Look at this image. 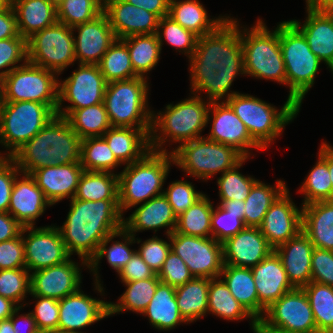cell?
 Returning <instances> with one entry per match:
<instances>
[{"label": "cell", "instance_id": "obj_1", "mask_svg": "<svg viewBox=\"0 0 333 333\" xmlns=\"http://www.w3.org/2000/svg\"><path fill=\"white\" fill-rule=\"evenodd\" d=\"M237 19L228 17L213 33L199 37L189 58L191 94L206 92L208 102H226L233 80L244 75L241 29ZM199 92V93H198ZM226 99H225V97Z\"/></svg>", "mask_w": 333, "mask_h": 333}, {"label": "cell", "instance_id": "obj_2", "mask_svg": "<svg viewBox=\"0 0 333 333\" xmlns=\"http://www.w3.org/2000/svg\"><path fill=\"white\" fill-rule=\"evenodd\" d=\"M70 210L62 227H57L70 255L76 253L86 265L96 255L100 243L123 227L119 200H70Z\"/></svg>", "mask_w": 333, "mask_h": 333}, {"label": "cell", "instance_id": "obj_3", "mask_svg": "<svg viewBox=\"0 0 333 333\" xmlns=\"http://www.w3.org/2000/svg\"><path fill=\"white\" fill-rule=\"evenodd\" d=\"M82 139L65 117L55 115L31 140L11 157L22 173L80 162Z\"/></svg>", "mask_w": 333, "mask_h": 333}, {"label": "cell", "instance_id": "obj_4", "mask_svg": "<svg viewBox=\"0 0 333 333\" xmlns=\"http://www.w3.org/2000/svg\"><path fill=\"white\" fill-rule=\"evenodd\" d=\"M165 108L164 112L159 111L156 115L153 112L151 150L167 152L162 146L168 142V138L171 142L182 144L203 137L200 133L209 123L210 102L203 100L202 96L194 95L175 105L168 104Z\"/></svg>", "mask_w": 333, "mask_h": 333}, {"label": "cell", "instance_id": "obj_5", "mask_svg": "<svg viewBox=\"0 0 333 333\" xmlns=\"http://www.w3.org/2000/svg\"><path fill=\"white\" fill-rule=\"evenodd\" d=\"M174 164L171 152L150 150L141 160L125 165L118 173L119 209L123 211L160 196L162 186Z\"/></svg>", "mask_w": 333, "mask_h": 333}, {"label": "cell", "instance_id": "obj_6", "mask_svg": "<svg viewBox=\"0 0 333 333\" xmlns=\"http://www.w3.org/2000/svg\"><path fill=\"white\" fill-rule=\"evenodd\" d=\"M245 124L251 138L264 150L283 132L300 108L288 98L279 111L273 105L249 94H233L226 101Z\"/></svg>", "mask_w": 333, "mask_h": 333}, {"label": "cell", "instance_id": "obj_7", "mask_svg": "<svg viewBox=\"0 0 333 333\" xmlns=\"http://www.w3.org/2000/svg\"><path fill=\"white\" fill-rule=\"evenodd\" d=\"M241 42L245 75L286 85V71L280 48V24L271 32L258 19L250 29L241 30Z\"/></svg>", "mask_w": 333, "mask_h": 333}, {"label": "cell", "instance_id": "obj_8", "mask_svg": "<svg viewBox=\"0 0 333 333\" xmlns=\"http://www.w3.org/2000/svg\"><path fill=\"white\" fill-rule=\"evenodd\" d=\"M280 48L290 98L299 108L318 72L319 58L310 50L303 33L289 20L280 22Z\"/></svg>", "mask_w": 333, "mask_h": 333}, {"label": "cell", "instance_id": "obj_9", "mask_svg": "<svg viewBox=\"0 0 333 333\" xmlns=\"http://www.w3.org/2000/svg\"><path fill=\"white\" fill-rule=\"evenodd\" d=\"M147 78L107 83L103 103L112 127L151 128Z\"/></svg>", "mask_w": 333, "mask_h": 333}, {"label": "cell", "instance_id": "obj_10", "mask_svg": "<svg viewBox=\"0 0 333 333\" xmlns=\"http://www.w3.org/2000/svg\"><path fill=\"white\" fill-rule=\"evenodd\" d=\"M171 153L174 164L186 174L205 181L218 172L223 174L234 168L245 158L234 147L205 137L184 142Z\"/></svg>", "mask_w": 333, "mask_h": 333}, {"label": "cell", "instance_id": "obj_11", "mask_svg": "<svg viewBox=\"0 0 333 333\" xmlns=\"http://www.w3.org/2000/svg\"><path fill=\"white\" fill-rule=\"evenodd\" d=\"M56 113L36 101L3 102L0 106V144L11 157L31 140Z\"/></svg>", "mask_w": 333, "mask_h": 333}, {"label": "cell", "instance_id": "obj_12", "mask_svg": "<svg viewBox=\"0 0 333 333\" xmlns=\"http://www.w3.org/2000/svg\"><path fill=\"white\" fill-rule=\"evenodd\" d=\"M57 74L24 62L3 79V102L36 101L48 105L55 113L58 107Z\"/></svg>", "mask_w": 333, "mask_h": 333}, {"label": "cell", "instance_id": "obj_13", "mask_svg": "<svg viewBox=\"0 0 333 333\" xmlns=\"http://www.w3.org/2000/svg\"><path fill=\"white\" fill-rule=\"evenodd\" d=\"M74 31L61 22L34 33L27 39L28 62L62 74L63 70L76 61Z\"/></svg>", "mask_w": 333, "mask_h": 333}, {"label": "cell", "instance_id": "obj_14", "mask_svg": "<svg viewBox=\"0 0 333 333\" xmlns=\"http://www.w3.org/2000/svg\"><path fill=\"white\" fill-rule=\"evenodd\" d=\"M174 251L187 265L193 277L218 278L222 272L223 244L212 237H198L174 231L167 237Z\"/></svg>", "mask_w": 333, "mask_h": 333}, {"label": "cell", "instance_id": "obj_15", "mask_svg": "<svg viewBox=\"0 0 333 333\" xmlns=\"http://www.w3.org/2000/svg\"><path fill=\"white\" fill-rule=\"evenodd\" d=\"M64 81H59L56 115L66 117L72 110L103 103L107 82L98 65L79 64ZM64 101L68 107L61 108Z\"/></svg>", "mask_w": 333, "mask_h": 333}, {"label": "cell", "instance_id": "obj_16", "mask_svg": "<svg viewBox=\"0 0 333 333\" xmlns=\"http://www.w3.org/2000/svg\"><path fill=\"white\" fill-rule=\"evenodd\" d=\"M257 328L317 333L314 314L303 288H294L276 300L258 321Z\"/></svg>", "mask_w": 333, "mask_h": 333}, {"label": "cell", "instance_id": "obj_17", "mask_svg": "<svg viewBox=\"0 0 333 333\" xmlns=\"http://www.w3.org/2000/svg\"><path fill=\"white\" fill-rule=\"evenodd\" d=\"M34 227H23L21 231L29 272L61 264L71 257L57 226Z\"/></svg>", "mask_w": 333, "mask_h": 333}, {"label": "cell", "instance_id": "obj_18", "mask_svg": "<svg viewBox=\"0 0 333 333\" xmlns=\"http://www.w3.org/2000/svg\"><path fill=\"white\" fill-rule=\"evenodd\" d=\"M212 117L210 118V116ZM213 118V119H212ZM212 119L208 140L234 147L245 158H249V149L263 150L250 136L245 124L235 114L227 102H212L207 121Z\"/></svg>", "mask_w": 333, "mask_h": 333}, {"label": "cell", "instance_id": "obj_19", "mask_svg": "<svg viewBox=\"0 0 333 333\" xmlns=\"http://www.w3.org/2000/svg\"><path fill=\"white\" fill-rule=\"evenodd\" d=\"M78 263L70 258L65 262L30 273V295L56 300L80 289L81 272Z\"/></svg>", "mask_w": 333, "mask_h": 333}, {"label": "cell", "instance_id": "obj_20", "mask_svg": "<svg viewBox=\"0 0 333 333\" xmlns=\"http://www.w3.org/2000/svg\"><path fill=\"white\" fill-rule=\"evenodd\" d=\"M287 188L270 206L259 227L275 249L302 230V208L296 207Z\"/></svg>", "mask_w": 333, "mask_h": 333}, {"label": "cell", "instance_id": "obj_21", "mask_svg": "<svg viewBox=\"0 0 333 333\" xmlns=\"http://www.w3.org/2000/svg\"><path fill=\"white\" fill-rule=\"evenodd\" d=\"M78 31L74 36L75 59L79 64L98 65L117 37L104 12L91 21L72 27Z\"/></svg>", "mask_w": 333, "mask_h": 333}, {"label": "cell", "instance_id": "obj_22", "mask_svg": "<svg viewBox=\"0 0 333 333\" xmlns=\"http://www.w3.org/2000/svg\"><path fill=\"white\" fill-rule=\"evenodd\" d=\"M258 294V321L265 311L285 293L294 289L275 251L251 267Z\"/></svg>", "mask_w": 333, "mask_h": 333}, {"label": "cell", "instance_id": "obj_23", "mask_svg": "<svg viewBox=\"0 0 333 333\" xmlns=\"http://www.w3.org/2000/svg\"><path fill=\"white\" fill-rule=\"evenodd\" d=\"M103 12L117 39L132 35L157 33L159 18L147 10L124 0H105Z\"/></svg>", "mask_w": 333, "mask_h": 333}, {"label": "cell", "instance_id": "obj_24", "mask_svg": "<svg viewBox=\"0 0 333 333\" xmlns=\"http://www.w3.org/2000/svg\"><path fill=\"white\" fill-rule=\"evenodd\" d=\"M108 316L109 302L96 300L79 289L59 300L58 330L79 332Z\"/></svg>", "mask_w": 333, "mask_h": 333}, {"label": "cell", "instance_id": "obj_25", "mask_svg": "<svg viewBox=\"0 0 333 333\" xmlns=\"http://www.w3.org/2000/svg\"><path fill=\"white\" fill-rule=\"evenodd\" d=\"M222 244L224 265L238 267L256 266L274 251L258 227H245Z\"/></svg>", "mask_w": 333, "mask_h": 333}, {"label": "cell", "instance_id": "obj_26", "mask_svg": "<svg viewBox=\"0 0 333 333\" xmlns=\"http://www.w3.org/2000/svg\"><path fill=\"white\" fill-rule=\"evenodd\" d=\"M21 175L22 179L18 176L15 178L8 213L23 227L35 226L34 221L52 204L30 174Z\"/></svg>", "mask_w": 333, "mask_h": 333}, {"label": "cell", "instance_id": "obj_27", "mask_svg": "<svg viewBox=\"0 0 333 333\" xmlns=\"http://www.w3.org/2000/svg\"><path fill=\"white\" fill-rule=\"evenodd\" d=\"M84 169L80 162L66 165L47 166L33 171L30 175L43 191L46 199L54 205L64 198L73 199Z\"/></svg>", "mask_w": 333, "mask_h": 333}, {"label": "cell", "instance_id": "obj_28", "mask_svg": "<svg viewBox=\"0 0 333 333\" xmlns=\"http://www.w3.org/2000/svg\"><path fill=\"white\" fill-rule=\"evenodd\" d=\"M307 9L304 24L290 20L305 36L310 50L333 73V10Z\"/></svg>", "mask_w": 333, "mask_h": 333}, {"label": "cell", "instance_id": "obj_29", "mask_svg": "<svg viewBox=\"0 0 333 333\" xmlns=\"http://www.w3.org/2000/svg\"><path fill=\"white\" fill-rule=\"evenodd\" d=\"M313 249V243L302 230L294 238L274 249L294 288H303L311 282Z\"/></svg>", "mask_w": 333, "mask_h": 333}, {"label": "cell", "instance_id": "obj_30", "mask_svg": "<svg viewBox=\"0 0 333 333\" xmlns=\"http://www.w3.org/2000/svg\"><path fill=\"white\" fill-rule=\"evenodd\" d=\"M177 225V217L173 212L168 199L164 194L151 198L142 203L126 219L123 218V227L127 232L135 236L136 232L154 230L167 227L166 235H171Z\"/></svg>", "mask_w": 333, "mask_h": 333}, {"label": "cell", "instance_id": "obj_31", "mask_svg": "<svg viewBox=\"0 0 333 333\" xmlns=\"http://www.w3.org/2000/svg\"><path fill=\"white\" fill-rule=\"evenodd\" d=\"M151 128L111 127L102 136L121 164L141 160L150 150Z\"/></svg>", "mask_w": 333, "mask_h": 333}, {"label": "cell", "instance_id": "obj_32", "mask_svg": "<svg viewBox=\"0 0 333 333\" xmlns=\"http://www.w3.org/2000/svg\"><path fill=\"white\" fill-rule=\"evenodd\" d=\"M302 231L314 248L333 251V200L302 206Z\"/></svg>", "mask_w": 333, "mask_h": 333}, {"label": "cell", "instance_id": "obj_33", "mask_svg": "<svg viewBox=\"0 0 333 333\" xmlns=\"http://www.w3.org/2000/svg\"><path fill=\"white\" fill-rule=\"evenodd\" d=\"M11 4L19 34L26 40L58 21L57 8L49 0H11Z\"/></svg>", "mask_w": 333, "mask_h": 333}, {"label": "cell", "instance_id": "obj_34", "mask_svg": "<svg viewBox=\"0 0 333 333\" xmlns=\"http://www.w3.org/2000/svg\"><path fill=\"white\" fill-rule=\"evenodd\" d=\"M168 16L198 37L213 33L229 17L210 19L207 10L198 0H170Z\"/></svg>", "mask_w": 333, "mask_h": 333}, {"label": "cell", "instance_id": "obj_35", "mask_svg": "<svg viewBox=\"0 0 333 333\" xmlns=\"http://www.w3.org/2000/svg\"><path fill=\"white\" fill-rule=\"evenodd\" d=\"M123 236V237H122ZM114 237H122L123 242L121 241H113ZM112 241L114 242L111 244V246H108V243ZM137 242L138 244L141 242V239L135 240V236L127 232L124 228H121L117 232L112 233L111 235L107 236L101 243L98 248V251L96 255L93 257V259L88 263V268L93 272L95 276V290L100 292V294L103 293V286H101L99 273H98V265L100 260L106 256L107 262L109 265L116 270V272L119 274V272L124 268L125 264L132 258V256L137 252V250H131L129 248V245L132 243ZM98 273V274H97Z\"/></svg>", "mask_w": 333, "mask_h": 333}, {"label": "cell", "instance_id": "obj_36", "mask_svg": "<svg viewBox=\"0 0 333 333\" xmlns=\"http://www.w3.org/2000/svg\"><path fill=\"white\" fill-rule=\"evenodd\" d=\"M142 314L148 316L149 323L160 331L172 330L180 323L187 324L176 302L175 287L162 282Z\"/></svg>", "mask_w": 333, "mask_h": 333}, {"label": "cell", "instance_id": "obj_37", "mask_svg": "<svg viewBox=\"0 0 333 333\" xmlns=\"http://www.w3.org/2000/svg\"><path fill=\"white\" fill-rule=\"evenodd\" d=\"M209 278L194 277L184 285L175 287L176 302L182 318L196 321L208 313Z\"/></svg>", "mask_w": 333, "mask_h": 333}, {"label": "cell", "instance_id": "obj_38", "mask_svg": "<svg viewBox=\"0 0 333 333\" xmlns=\"http://www.w3.org/2000/svg\"><path fill=\"white\" fill-rule=\"evenodd\" d=\"M219 277L232 296L258 321V294L251 268L224 265Z\"/></svg>", "mask_w": 333, "mask_h": 333}, {"label": "cell", "instance_id": "obj_39", "mask_svg": "<svg viewBox=\"0 0 333 333\" xmlns=\"http://www.w3.org/2000/svg\"><path fill=\"white\" fill-rule=\"evenodd\" d=\"M208 312L231 321L250 318L253 332H257L258 321L232 296L221 277L210 279Z\"/></svg>", "mask_w": 333, "mask_h": 333}, {"label": "cell", "instance_id": "obj_40", "mask_svg": "<svg viewBox=\"0 0 333 333\" xmlns=\"http://www.w3.org/2000/svg\"><path fill=\"white\" fill-rule=\"evenodd\" d=\"M286 189V183L280 179L277 180L275 186H270L257 180L244 201L245 226L259 228L270 206Z\"/></svg>", "mask_w": 333, "mask_h": 333}, {"label": "cell", "instance_id": "obj_41", "mask_svg": "<svg viewBox=\"0 0 333 333\" xmlns=\"http://www.w3.org/2000/svg\"><path fill=\"white\" fill-rule=\"evenodd\" d=\"M319 149L316 165L310 170L299 191L304 195L302 206L333 200V186L328 169V144L323 142Z\"/></svg>", "mask_w": 333, "mask_h": 333}, {"label": "cell", "instance_id": "obj_42", "mask_svg": "<svg viewBox=\"0 0 333 333\" xmlns=\"http://www.w3.org/2000/svg\"><path fill=\"white\" fill-rule=\"evenodd\" d=\"M130 53L131 64L138 77H145L158 64L161 44L154 34L132 35L121 39Z\"/></svg>", "mask_w": 333, "mask_h": 333}, {"label": "cell", "instance_id": "obj_43", "mask_svg": "<svg viewBox=\"0 0 333 333\" xmlns=\"http://www.w3.org/2000/svg\"><path fill=\"white\" fill-rule=\"evenodd\" d=\"M73 198L89 201L119 200L118 174L84 170Z\"/></svg>", "mask_w": 333, "mask_h": 333}, {"label": "cell", "instance_id": "obj_44", "mask_svg": "<svg viewBox=\"0 0 333 333\" xmlns=\"http://www.w3.org/2000/svg\"><path fill=\"white\" fill-rule=\"evenodd\" d=\"M160 282L157 274L153 278L123 282L127 289L117 304L109 302V316L128 310L142 314L152 300Z\"/></svg>", "mask_w": 333, "mask_h": 333}, {"label": "cell", "instance_id": "obj_45", "mask_svg": "<svg viewBox=\"0 0 333 333\" xmlns=\"http://www.w3.org/2000/svg\"><path fill=\"white\" fill-rule=\"evenodd\" d=\"M65 118L81 139L102 137L112 127L104 103L72 110Z\"/></svg>", "mask_w": 333, "mask_h": 333}, {"label": "cell", "instance_id": "obj_46", "mask_svg": "<svg viewBox=\"0 0 333 333\" xmlns=\"http://www.w3.org/2000/svg\"><path fill=\"white\" fill-rule=\"evenodd\" d=\"M212 212L213 204L210 202V199H208V196L203 194L192 206L177 217L175 231L191 236L212 237Z\"/></svg>", "mask_w": 333, "mask_h": 333}, {"label": "cell", "instance_id": "obj_47", "mask_svg": "<svg viewBox=\"0 0 333 333\" xmlns=\"http://www.w3.org/2000/svg\"><path fill=\"white\" fill-rule=\"evenodd\" d=\"M303 290L314 314L317 333H333V287L311 281Z\"/></svg>", "mask_w": 333, "mask_h": 333}, {"label": "cell", "instance_id": "obj_48", "mask_svg": "<svg viewBox=\"0 0 333 333\" xmlns=\"http://www.w3.org/2000/svg\"><path fill=\"white\" fill-rule=\"evenodd\" d=\"M98 66L107 83L138 77L132 67L127 45L121 39H116L109 47Z\"/></svg>", "mask_w": 333, "mask_h": 333}, {"label": "cell", "instance_id": "obj_49", "mask_svg": "<svg viewBox=\"0 0 333 333\" xmlns=\"http://www.w3.org/2000/svg\"><path fill=\"white\" fill-rule=\"evenodd\" d=\"M80 164L85 171L113 172L121 163L116 159L103 137L82 139Z\"/></svg>", "mask_w": 333, "mask_h": 333}, {"label": "cell", "instance_id": "obj_50", "mask_svg": "<svg viewBox=\"0 0 333 333\" xmlns=\"http://www.w3.org/2000/svg\"><path fill=\"white\" fill-rule=\"evenodd\" d=\"M56 8L58 22L74 27L99 16L103 12V1L65 0Z\"/></svg>", "mask_w": 333, "mask_h": 333}, {"label": "cell", "instance_id": "obj_51", "mask_svg": "<svg viewBox=\"0 0 333 333\" xmlns=\"http://www.w3.org/2000/svg\"><path fill=\"white\" fill-rule=\"evenodd\" d=\"M156 34L161 44V48L163 45L162 40L164 38V40L177 49L179 53H186L185 55L188 56V58L193 55L199 38L193 32L183 28L168 15L159 19Z\"/></svg>", "mask_w": 333, "mask_h": 333}, {"label": "cell", "instance_id": "obj_52", "mask_svg": "<svg viewBox=\"0 0 333 333\" xmlns=\"http://www.w3.org/2000/svg\"><path fill=\"white\" fill-rule=\"evenodd\" d=\"M246 160L247 158H244L234 168L227 170L217 179L221 201L235 199L245 201L248 197L257 180L250 176L246 177L238 171Z\"/></svg>", "mask_w": 333, "mask_h": 333}, {"label": "cell", "instance_id": "obj_53", "mask_svg": "<svg viewBox=\"0 0 333 333\" xmlns=\"http://www.w3.org/2000/svg\"><path fill=\"white\" fill-rule=\"evenodd\" d=\"M30 283V272L27 268L0 270V295L12 300L19 307H23L20 302L30 294Z\"/></svg>", "mask_w": 333, "mask_h": 333}, {"label": "cell", "instance_id": "obj_54", "mask_svg": "<svg viewBox=\"0 0 333 333\" xmlns=\"http://www.w3.org/2000/svg\"><path fill=\"white\" fill-rule=\"evenodd\" d=\"M239 215L227 212L221 205L214 209L211 215V234L217 242L223 243L245 228Z\"/></svg>", "mask_w": 333, "mask_h": 333}, {"label": "cell", "instance_id": "obj_55", "mask_svg": "<svg viewBox=\"0 0 333 333\" xmlns=\"http://www.w3.org/2000/svg\"><path fill=\"white\" fill-rule=\"evenodd\" d=\"M164 196L168 199L176 217L180 216L190 206H192L203 193L195 190L192 182L174 181L166 190L163 191Z\"/></svg>", "mask_w": 333, "mask_h": 333}, {"label": "cell", "instance_id": "obj_56", "mask_svg": "<svg viewBox=\"0 0 333 333\" xmlns=\"http://www.w3.org/2000/svg\"><path fill=\"white\" fill-rule=\"evenodd\" d=\"M27 62V40L21 35L15 38L0 40V69L6 68L0 72V77H4L16 67L17 63ZM9 67V68H7Z\"/></svg>", "mask_w": 333, "mask_h": 333}, {"label": "cell", "instance_id": "obj_57", "mask_svg": "<svg viewBox=\"0 0 333 333\" xmlns=\"http://www.w3.org/2000/svg\"><path fill=\"white\" fill-rule=\"evenodd\" d=\"M36 305L32 314L40 333H49L58 329L59 301L53 298L33 296Z\"/></svg>", "mask_w": 333, "mask_h": 333}, {"label": "cell", "instance_id": "obj_58", "mask_svg": "<svg viewBox=\"0 0 333 333\" xmlns=\"http://www.w3.org/2000/svg\"><path fill=\"white\" fill-rule=\"evenodd\" d=\"M157 276L162 283L173 287L184 285L194 278L185 262L172 250Z\"/></svg>", "mask_w": 333, "mask_h": 333}, {"label": "cell", "instance_id": "obj_59", "mask_svg": "<svg viewBox=\"0 0 333 333\" xmlns=\"http://www.w3.org/2000/svg\"><path fill=\"white\" fill-rule=\"evenodd\" d=\"M171 251V243L153 236L141 243L137 252L140 254L144 262L158 274L162 265Z\"/></svg>", "mask_w": 333, "mask_h": 333}, {"label": "cell", "instance_id": "obj_60", "mask_svg": "<svg viewBox=\"0 0 333 333\" xmlns=\"http://www.w3.org/2000/svg\"><path fill=\"white\" fill-rule=\"evenodd\" d=\"M20 173L12 157L0 156V212H8L13 184Z\"/></svg>", "mask_w": 333, "mask_h": 333}, {"label": "cell", "instance_id": "obj_61", "mask_svg": "<svg viewBox=\"0 0 333 333\" xmlns=\"http://www.w3.org/2000/svg\"><path fill=\"white\" fill-rule=\"evenodd\" d=\"M311 281L333 287V251L314 248L311 260Z\"/></svg>", "mask_w": 333, "mask_h": 333}, {"label": "cell", "instance_id": "obj_62", "mask_svg": "<svg viewBox=\"0 0 333 333\" xmlns=\"http://www.w3.org/2000/svg\"><path fill=\"white\" fill-rule=\"evenodd\" d=\"M26 268L22 233L16 238L0 242V270Z\"/></svg>", "mask_w": 333, "mask_h": 333}, {"label": "cell", "instance_id": "obj_63", "mask_svg": "<svg viewBox=\"0 0 333 333\" xmlns=\"http://www.w3.org/2000/svg\"><path fill=\"white\" fill-rule=\"evenodd\" d=\"M118 275L122 282H133L153 278L156 274L136 252Z\"/></svg>", "mask_w": 333, "mask_h": 333}, {"label": "cell", "instance_id": "obj_64", "mask_svg": "<svg viewBox=\"0 0 333 333\" xmlns=\"http://www.w3.org/2000/svg\"><path fill=\"white\" fill-rule=\"evenodd\" d=\"M17 18L12 4L0 10V40L19 36Z\"/></svg>", "mask_w": 333, "mask_h": 333}, {"label": "cell", "instance_id": "obj_65", "mask_svg": "<svg viewBox=\"0 0 333 333\" xmlns=\"http://www.w3.org/2000/svg\"><path fill=\"white\" fill-rule=\"evenodd\" d=\"M23 226L8 212H0V242L16 238Z\"/></svg>", "mask_w": 333, "mask_h": 333}, {"label": "cell", "instance_id": "obj_66", "mask_svg": "<svg viewBox=\"0 0 333 333\" xmlns=\"http://www.w3.org/2000/svg\"><path fill=\"white\" fill-rule=\"evenodd\" d=\"M124 1L155 14L159 19L169 14L170 0H124Z\"/></svg>", "mask_w": 333, "mask_h": 333}, {"label": "cell", "instance_id": "obj_67", "mask_svg": "<svg viewBox=\"0 0 333 333\" xmlns=\"http://www.w3.org/2000/svg\"><path fill=\"white\" fill-rule=\"evenodd\" d=\"M20 309H22V307H19L10 317L15 333H40L32 314L29 312L28 314L18 316ZM23 323L25 324L24 326Z\"/></svg>", "mask_w": 333, "mask_h": 333}, {"label": "cell", "instance_id": "obj_68", "mask_svg": "<svg viewBox=\"0 0 333 333\" xmlns=\"http://www.w3.org/2000/svg\"><path fill=\"white\" fill-rule=\"evenodd\" d=\"M227 212L234 215H239V218L244 221L245 202L240 200H226L219 203Z\"/></svg>", "mask_w": 333, "mask_h": 333}, {"label": "cell", "instance_id": "obj_69", "mask_svg": "<svg viewBox=\"0 0 333 333\" xmlns=\"http://www.w3.org/2000/svg\"><path fill=\"white\" fill-rule=\"evenodd\" d=\"M18 308L12 300L0 295V320L10 318Z\"/></svg>", "mask_w": 333, "mask_h": 333}, {"label": "cell", "instance_id": "obj_70", "mask_svg": "<svg viewBox=\"0 0 333 333\" xmlns=\"http://www.w3.org/2000/svg\"><path fill=\"white\" fill-rule=\"evenodd\" d=\"M306 8L313 10H333V0H306Z\"/></svg>", "mask_w": 333, "mask_h": 333}, {"label": "cell", "instance_id": "obj_71", "mask_svg": "<svg viewBox=\"0 0 333 333\" xmlns=\"http://www.w3.org/2000/svg\"><path fill=\"white\" fill-rule=\"evenodd\" d=\"M0 333H15L10 318L0 320Z\"/></svg>", "mask_w": 333, "mask_h": 333}, {"label": "cell", "instance_id": "obj_72", "mask_svg": "<svg viewBox=\"0 0 333 333\" xmlns=\"http://www.w3.org/2000/svg\"><path fill=\"white\" fill-rule=\"evenodd\" d=\"M328 169L330 173V179L333 186V147L328 144Z\"/></svg>", "mask_w": 333, "mask_h": 333}, {"label": "cell", "instance_id": "obj_73", "mask_svg": "<svg viewBox=\"0 0 333 333\" xmlns=\"http://www.w3.org/2000/svg\"><path fill=\"white\" fill-rule=\"evenodd\" d=\"M256 333H301V332L282 330L279 328H257Z\"/></svg>", "mask_w": 333, "mask_h": 333}, {"label": "cell", "instance_id": "obj_74", "mask_svg": "<svg viewBox=\"0 0 333 333\" xmlns=\"http://www.w3.org/2000/svg\"><path fill=\"white\" fill-rule=\"evenodd\" d=\"M11 3V0H0V10H3Z\"/></svg>", "mask_w": 333, "mask_h": 333}, {"label": "cell", "instance_id": "obj_75", "mask_svg": "<svg viewBox=\"0 0 333 333\" xmlns=\"http://www.w3.org/2000/svg\"><path fill=\"white\" fill-rule=\"evenodd\" d=\"M3 103V79L0 77V106Z\"/></svg>", "mask_w": 333, "mask_h": 333}, {"label": "cell", "instance_id": "obj_76", "mask_svg": "<svg viewBox=\"0 0 333 333\" xmlns=\"http://www.w3.org/2000/svg\"><path fill=\"white\" fill-rule=\"evenodd\" d=\"M49 333H83L81 331L79 332H74V331H64V330H55V331H52V332H49Z\"/></svg>", "mask_w": 333, "mask_h": 333}, {"label": "cell", "instance_id": "obj_77", "mask_svg": "<svg viewBox=\"0 0 333 333\" xmlns=\"http://www.w3.org/2000/svg\"><path fill=\"white\" fill-rule=\"evenodd\" d=\"M55 7H57L58 5H60L62 2H64L65 0H49Z\"/></svg>", "mask_w": 333, "mask_h": 333}]
</instances>
